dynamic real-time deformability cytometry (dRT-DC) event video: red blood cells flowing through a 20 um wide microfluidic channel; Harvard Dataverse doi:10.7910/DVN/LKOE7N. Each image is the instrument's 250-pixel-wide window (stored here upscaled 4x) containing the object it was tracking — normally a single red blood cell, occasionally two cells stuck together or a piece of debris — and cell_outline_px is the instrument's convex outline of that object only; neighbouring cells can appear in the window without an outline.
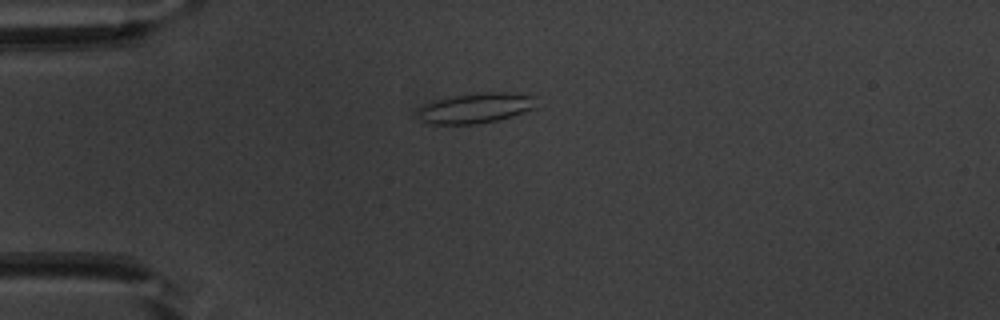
{"species": "common noctule bat (a hibernating species)", "species_latin": "Nyctalus noctula", "temperature_condition": "warm", "stored_images_in_passage": 40, "camera_frame_rate_fps": 3000, "um_per_image_px": 0.085, "animal": {"sex": "male", "body_mass_g": 20.1, "forearm_length_mm": 53.5}, "frame": {"image": 1, "passage_image": 1, "time_ms": 0.0, "image_size_px": [1000, 320], "cell_outline_px": [[536, 108], [512, 116], [496, 120], [476, 124], [432, 124], [424, 120], [420, 112], [420, 108], [424, 104], [432, 100], [456, 96], [484, 92], [504, 92], [536, 96]], "centroid_in_image_um": [40.51, 9.17], "position_along_channel_um": 44.5, "area_um2": 20.52}}
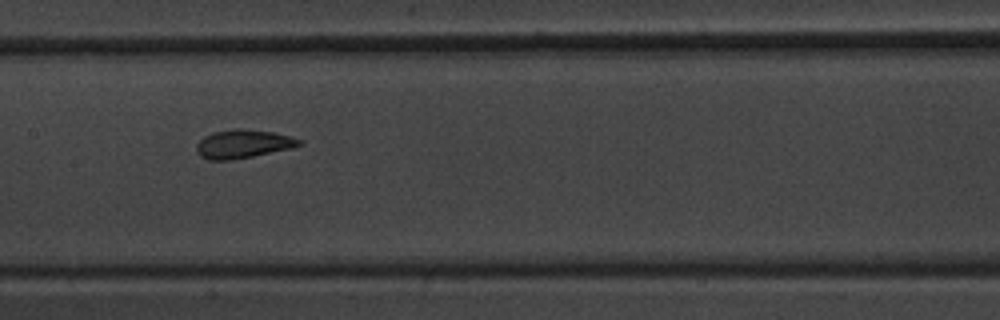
{"frame": {"image": 2, "passage_image": 14, "time_ms": 4.333, "image_size_px": [1000, 320], "cell_outline_px": [[304, 144], [292, 148], [232, 160], [208, 160], [200, 156], [196, 152], [196, 144], [204, 136], [212, 132], [232, 128], [240, 128], [272, 132], [292, 136], [304, 140]], "centroid_in_image_um": [20.67, 12.22], "position_along_channel_um": 186.7, "area_um2": 17.34}}
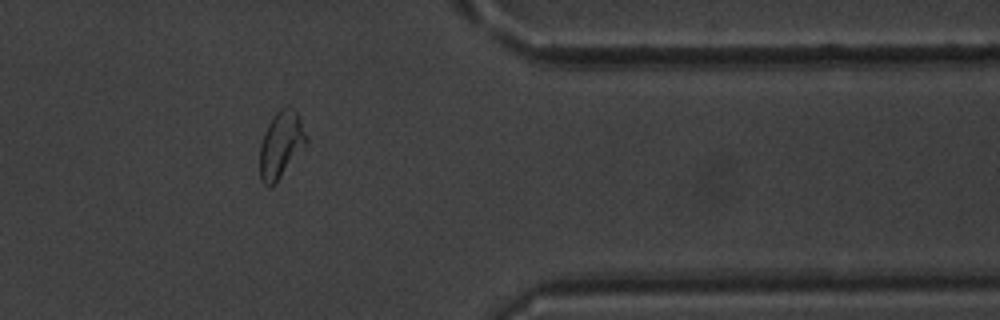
{"frame": {"image": 3, "passage_image": 31, "time_ms": 10.0, "image_size_px": [1000, 320], "cell_outline_px": [[308, 140], [272, 188], [268, 188], [260, 180], [260, 144], [264, 132], [272, 116], [280, 108], [288, 104], [300, 116], [308, 136]], "centroid_in_image_um": [23.87, 12.27], "position_along_channel_um": 387.5, "area_um2": 18.15}, "authors_computed_cell_mechanics": {"area_um2": 17.2822, "velocity_mm_per_s": 3.7976, "shape_relaxation_time_tau1_ms": 5.1603, "shape_relaxation_time_tau2_ms": 1.0683, "deformation_change_tau1": 0.1636, "deformation_change_tau2": 0.0558}}